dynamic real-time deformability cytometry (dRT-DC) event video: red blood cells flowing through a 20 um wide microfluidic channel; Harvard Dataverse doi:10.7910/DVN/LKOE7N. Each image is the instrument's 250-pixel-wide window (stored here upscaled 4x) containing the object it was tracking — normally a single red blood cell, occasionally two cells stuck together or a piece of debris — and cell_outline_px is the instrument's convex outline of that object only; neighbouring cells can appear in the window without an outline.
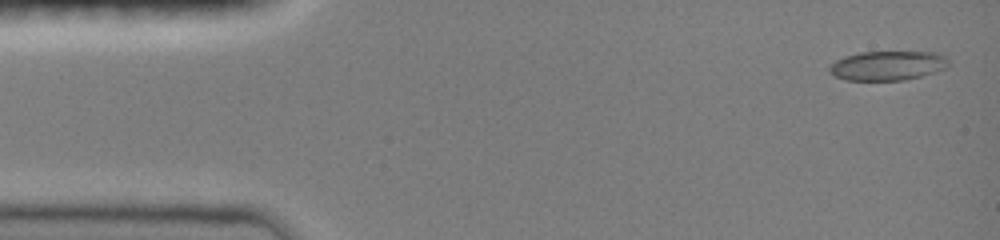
{"species": "common noctule bat (a hibernating species)", "species_latin": "Nyctalus noctula", "temperature_condition": "room temperature", "stored_images_in_passage": 46, "camera_frame_rate_fps": 3000, "um_per_image_px": 0.085, "animal": {"sex": "female", "body_mass_g": 19.0, "forearm_length_mm": 51.5}, "frame": {"image": 1, "passage_image": 2, "time_ms": 0.333, "image_size_px": [1000, 240], "cell_outline_px": [[948, 64], [944, 68], [936, 72], [904, 80], [844, 80], [836, 76], [828, 68], [836, 60], [844, 56], [860, 52], [936, 52], [944, 56], [948, 60]], "centroid_in_image_um": [75.45, 5.57], "position_along_channel_um": 9.6, "area_um2": 20.23}}
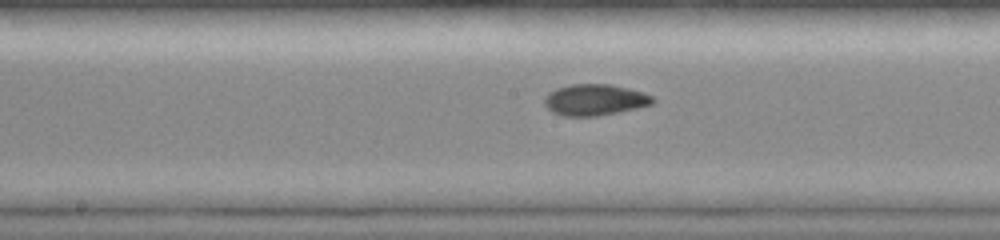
{"frame": {"image": 2, "passage_image": 23, "time_ms": 7.667, "image_size_px": [1000, 240], "cell_outline_px": [[656, 100], [652, 104], [636, 108], [596, 116], [564, 116], [552, 112], [544, 104], [544, 96], [548, 92], [556, 88], [568, 84], [608, 84], [628, 88], [652, 96]], "centroid_in_image_um": [50.5, 8.48], "position_along_channel_um": 197.7, "area_um2": 19.65}}
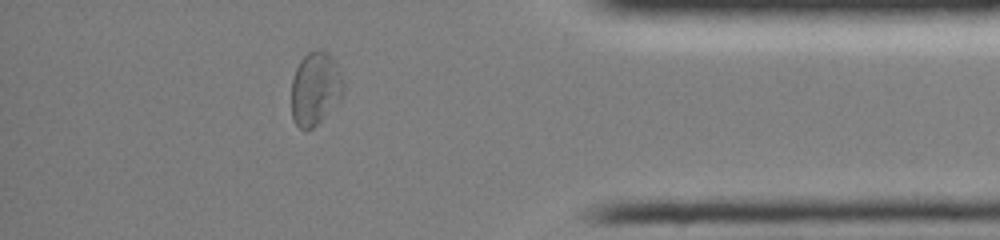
{"frame": {"image": 3, "passage_image": 40, "time_ms": 13.333, "image_size_px": [1000, 240], "cell_outline_px": [[344, 92], [320, 120], [312, 128], [304, 132], [292, 120], [292, 80], [296, 68], [300, 60], [308, 52], [316, 48], [324, 48], [328, 52], [340, 72], [344, 80]], "centroid_in_image_um": [26.78, 7.49], "position_along_channel_um": 408.4, "area_um2": 22.08}, "authors_computed_cell_mechanics": {"area_um2": 19.8254, "velocity_mm_per_s": 4.0414, "shape_relaxation_time_tau1_ms": 4.1619, "shape_relaxation_time_tau2_ms": 2.2193, "deformation_change_tau1": 0.1445, "deformation_change_tau2": 0.0447}}